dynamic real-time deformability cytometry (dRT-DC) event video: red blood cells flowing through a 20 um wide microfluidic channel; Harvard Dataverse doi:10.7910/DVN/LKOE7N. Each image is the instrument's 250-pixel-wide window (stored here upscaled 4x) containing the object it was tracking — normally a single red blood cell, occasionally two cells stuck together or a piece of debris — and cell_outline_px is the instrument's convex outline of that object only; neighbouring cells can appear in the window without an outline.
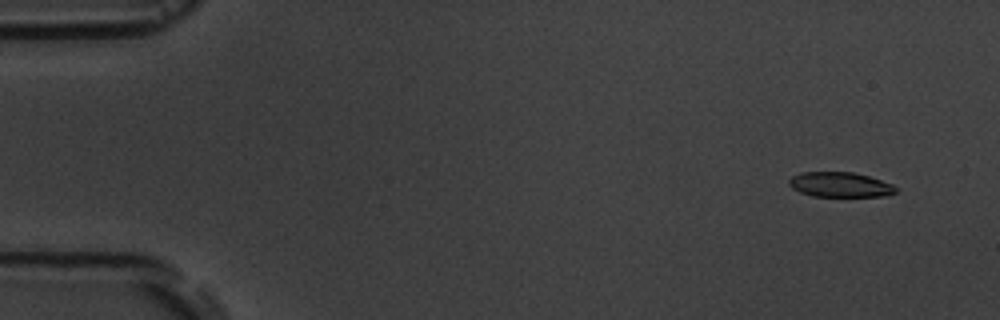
{"species": "common noctule bat (a hibernating species)", "species_latin": "Nyctalus noctula", "temperature_condition": "room temperature", "stored_images_in_passage": 4, "camera_frame_rate_fps": 3000, "um_per_image_px": 0.085, "animal": {"sex": "male", "body_mass_g": 19.5, "forearm_length_mm": 54.6}, "frame": {"image": 1, "passage_image": 2, "time_ms": 1.0, "image_size_px": [1000, 320], "cell_outline_px": [[896, 192], [884, 196], [812, 196], [800, 192], [792, 188], [788, 184], [788, 180], [792, 176], [800, 172], [852, 172], [868, 176], [892, 184], [896, 188]], "centroid_in_image_um": [71.36, 15.69], "position_along_channel_um": 13.6, "area_um2": 15.43}}